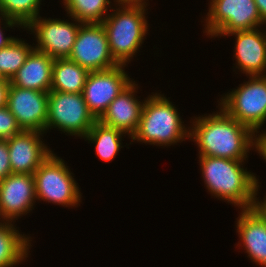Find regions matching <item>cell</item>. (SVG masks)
Returning <instances> with one entry per match:
<instances>
[{
  "instance_id": "cell-30",
  "label": "cell",
  "mask_w": 266,
  "mask_h": 267,
  "mask_svg": "<svg viewBox=\"0 0 266 267\" xmlns=\"http://www.w3.org/2000/svg\"><path fill=\"white\" fill-rule=\"evenodd\" d=\"M10 80L0 77V108L7 105V94Z\"/></svg>"
},
{
  "instance_id": "cell-2",
  "label": "cell",
  "mask_w": 266,
  "mask_h": 267,
  "mask_svg": "<svg viewBox=\"0 0 266 267\" xmlns=\"http://www.w3.org/2000/svg\"><path fill=\"white\" fill-rule=\"evenodd\" d=\"M204 187L211 197L232 204L237 209L254 206L255 186L259 180L247 170V160H233L212 156H198Z\"/></svg>"
},
{
  "instance_id": "cell-13",
  "label": "cell",
  "mask_w": 266,
  "mask_h": 267,
  "mask_svg": "<svg viewBox=\"0 0 266 267\" xmlns=\"http://www.w3.org/2000/svg\"><path fill=\"white\" fill-rule=\"evenodd\" d=\"M33 174L11 173L0 181V220L16 222L36 206Z\"/></svg>"
},
{
  "instance_id": "cell-17",
  "label": "cell",
  "mask_w": 266,
  "mask_h": 267,
  "mask_svg": "<svg viewBox=\"0 0 266 267\" xmlns=\"http://www.w3.org/2000/svg\"><path fill=\"white\" fill-rule=\"evenodd\" d=\"M238 215L235 229L239 241L235 248H242L252 263L266 267V220L253 208L240 209Z\"/></svg>"
},
{
  "instance_id": "cell-9",
  "label": "cell",
  "mask_w": 266,
  "mask_h": 267,
  "mask_svg": "<svg viewBox=\"0 0 266 267\" xmlns=\"http://www.w3.org/2000/svg\"><path fill=\"white\" fill-rule=\"evenodd\" d=\"M65 18L41 17L32 20L23 31L33 35L35 50L53 59L68 58L75 43L80 25L79 21L67 15ZM71 21H70V20Z\"/></svg>"
},
{
  "instance_id": "cell-5",
  "label": "cell",
  "mask_w": 266,
  "mask_h": 267,
  "mask_svg": "<svg viewBox=\"0 0 266 267\" xmlns=\"http://www.w3.org/2000/svg\"><path fill=\"white\" fill-rule=\"evenodd\" d=\"M37 202H47L66 208L79 207L82 193L74 173L63 158L52 153L33 173Z\"/></svg>"
},
{
  "instance_id": "cell-18",
  "label": "cell",
  "mask_w": 266,
  "mask_h": 267,
  "mask_svg": "<svg viewBox=\"0 0 266 267\" xmlns=\"http://www.w3.org/2000/svg\"><path fill=\"white\" fill-rule=\"evenodd\" d=\"M53 63V58L34 49L12 77L10 83L16 87L49 92Z\"/></svg>"
},
{
  "instance_id": "cell-14",
  "label": "cell",
  "mask_w": 266,
  "mask_h": 267,
  "mask_svg": "<svg viewBox=\"0 0 266 267\" xmlns=\"http://www.w3.org/2000/svg\"><path fill=\"white\" fill-rule=\"evenodd\" d=\"M227 36L235 39L233 72L243 73L245 76L266 75V26L235 31L223 38Z\"/></svg>"
},
{
  "instance_id": "cell-22",
  "label": "cell",
  "mask_w": 266,
  "mask_h": 267,
  "mask_svg": "<svg viewBox=\"0 0 266 267\" xmlns=\"http://www.w3.org/2000/svg\"><path fill=\"white\" fill-rule=\"evenodd\" d=\"M61 2L66 15L80 23H102L117 4L116 0H61Z\"/></svg>"
},
{
  "instance_id": "cell-11",
  "label": "cell",
  "mask_w": 266,
  "mask_h": 267,
  "mask_svg": "<svg viewBox=\"0 0 266 267\" xmlns=\"http://www.w3.org/2000/svg\"><path fill=\"white\" fill-rule=\"evenodd\" d=\"M126 65H117L101 71L89 72L83 89L84 101L89 111L98 120L110 103L134 79L127 73Z\"/></svg>"
},
{
  "instance_id": "cell-12",
  "label": "cell",
  "mask_w": 266,
  "mask_h": 267,
  "mask_svg": "<svg viewBox=\"0 0 266 267\" xmlns=\"http://www.w3.org/2000/svg\"><path fill=\"white\" fill-rule=\"evenodd\" d=\"M6 106L22 130L46 134L48 92L16 87L10 83Z\"/></svg>"
},
{
  "instance_id": "cell-8",
  "label": "cell",
  "mask_w": 266,
  "mask_h": 267,
  "mask_svg": "<svg viewBox=\"0 0 266 267\" xmlns=\"http://www.w3.org/2000/svg\"><path fill=\"white\" fill-rule=\"evenodd\" d=\"M96 121L83 93L48 92L46 134L56 129L61 134L82 139Z\"/></svg>"
},
{
  "instance_id": "cell-19",
  "label": "cell",
  "mask_w": 266,
  "mask_h": 267,
  "mask_svg": "<svg viewBox=\"0 0 266 267\" xmlns=\"http://www.w3.org/2000/svg\"><path fill=\"white\" fill-rule=\"evenodd\" d=\"M14 224L0 220V267L19 266L28 261L31 255L29 249L33 245L32 236L19 231L17 224Z\"/></svg>"
},
{
  "instance_id": "cell-4",
  "label": "cell",
  "mask_w": 266,
  "mask_h": 267,
  "mask_svg": "<svg viewBox=\"0 0 266 267\" xmlns=\"http://www.w3.org/2000/svg\"><path fill=\"white\" fill-rule=\"evenodd\" d=\"M148 10L143 6L116 4L103 20L110 51L118 65L128 66L143 47L151 27L146 16Z\"/></svg>"
},
{
  "instance_id": "cell-24",
  "label": "cell",
  "mask_w": 266,
  "mask_h": 267,
  "mask_svg": "<svg viewBox=\"0 0 266 267\" xmlns=\"http://www.w3.org/2000/svg\"><path fill=\"white\" fill-rule=\"evenodd\" d=\"M42 0H0V16L17 21L25 28L40 16Z\"/></svg>"
},
{
  "instance_id": "cell-3",
  "label": "cell",
  "mask_w": 266,
  "mask_h": 267,
  "mask_svg": "<svg viewBox=\"0 0 266 267\" xmlns=\"http://www.w3.org/2000/svg\"><path fill=\"white\" fill-rule=\"evenodd\" d=\"M161 92H152L145 98L138 128L127 146L137 142L168 148L189 141L190 126L184 123L174 102Z\"/></svg>"
},
{
  "instance_id": "cell-7",
  "label": "cell",
  "mask_w": 266,
  "mask_h": 267,
  "mask_svg": "<svg viewBox=\"0 0 266 267\" xmlns=\"http://www.w3.org/2000/svg\"><path fill=\"white\" fill-rule=\"evenodd\" d=\"M206 11L201 19L203 33L214 40L235 31L266 26L254 0H210Z\"/></svg>"
},
{
  "instance_id": "cell-25",
  "label": "cell",
  "mask_w": 266,
  "mask_h": 267,
  "mask_svg": "<svg viewBox=\"0 0 266 267\" xmlns=\"http://www.w3.org/2000/svg\"><path fill=\"white\" fill-rule=\"evenodd\" d=\"M23 130L7 106L0 108V139H8Z\"/></svg>"
},
{
  "instance_id": "cell-15",
  "label": "cell",
  "mask_w": 266,
  "mask_h": 267,
  "mask_svg": "<svg viewBox=\"0 0 266 267\" xmlns=\"http://www.w3.org/2000/svg\"><path fill=\"white\" fill-rule=\"evenodd\" d=\"M45 135L44 132L23 130L6 139L12 173L33 174L54 152L45 144Z\"/></svg>"
},
{
  "instance_id": "cell-6",
  "label": "cell",
  "mask_w": 266,
  "mask_h": 267,
  "mask_svg": "<svg viewBox=\"0 0 266 267\" xmlns=\"http://www.w3.org/2000/svg\"><path fill=\"white\" fill-rule=\"evenodd\" d=\"M246 77L247 81L225 92L217 102L228 115L255 132L266 123V75Z\"/></svg>"
},
{
  "instance_id": "cell-29",
  "label": "cell",
  "mask_w": 266,
  "mask_h": 267,
  "mask_svg": "<svg viewBox=\"0 0 266 267\" xmlns=\"http://www.w3.org/2000/svg\"><path fill=\"white\" fill-rule=\"evenodd\" d=\"M260 180L256 181L255 186V199H254V206L253 209L257 211L265 220H266V194L265 196L260 200V196L258 195L260 192ZM259 196V197H258Z\"/></svg>"
},
{
  "instance_id": "cell-23",
  "label": "cell",
  "mask_w": 266,
  "mask_h": 267,
  "mask_svg": "<svg viewBox=\"0 0 266 267\" xmlns=\"http://www.w3.org/2000/svg\"><path fill=\"white\" fill-rule=\"evenodd\" d=\"M34 49L33 44L21 37L14 38L7 47L0 49V77L11 80Z\"/></svg>"
},
{
  "instance_id": "cell-21",
  "label": "cell",
  "mask_w": 266,
  "mask_h": 267,
  "mask_svg": "<svg viewBox=\"0 0 266 267\" xmlns=\"http://www.w3.org/2000/svg\"><path fill=\"white\" fill-rule=\"evenodd\" d=\"M126 133L103 125L98 120L93 124L92 128L82 138L84 141H88L91 145L94 144L95 154L100 160L105 163L112 161L123 147L124 138Z\"/></svg>"
},
{
  "instance_id": "cell-16",
  "label": "cell",
  "mask_w": 266,
  "mask_h": 267,
  "mask_svg": "<svg viewBox=\"0 0 266 267\" xmlns=\"http://www.w3.org/2000/svg\"><path fill=\"white\" fill-rule=\"evenodd\" d=\"M140 89L137 81L133 80L110 103L103 115L98 119L108 127L118 129L127 134L128 139L136 132L145 103V98L140 100L137 95Z\"/></svg>"
},
{
  "instance_id": "cell-10",
  "label": "cell",
  "mask_w": 266,
  "mask_h": 267,
  "mask_svg": "<svg viewBox=\"0 0 266 267\" xmlns=\"http://www.w3.org/2000/svg\"><path fill=\"white\" fill-rule=\"evenodd\" d=\"M68 59L91 71L117 66L102 23H82Z\"/></svg>"
},
{
  "instance_id": "cell-31",
  "label": "cell",
  "mask_w": 266,
  "mask_h": 267,
  "mask_svg": "<svg viewBox=\"0 0 266 267\" xmlns=\"http://www.w3.org/2000/svg\"><path fill=\"white\" fill-rule=\"evenodd\" d=\"M117 4L123 6H143L150 9L149 0H116Z\"/></svg>"
},
{
  "instance_id": "cell-28",
  "label": "cell",
  "mask_w": 266,
  "mask_h": 267,
  "mask_svg": "<svg viewBox=\"0 0 266 267\" xmlns=\"http://www.w3.org/2000/svg\"><path fill=\"white\" fill-rule=\"evenodd\" d=\"M264 130L260 131L259 129L254 132L253 151L257 152V155L266 162V129Z\"/></svg>"
},
{
  "instance_id": "cell-26",
  "label": "cell",
  "mask_w": 266,
  "mask_h": 267,
  "mask_svg": "<svg viewBox=\"0 0 266 267\" xmlns=\"http://www.w3.org/2000/svg\"><path fill=\"white\" fill-rule=\"evenodd\" d=\"M15 28L18 30H24V28L17 21L0 16V49L7 47L12 40L16 38V36H9V34L8 36H5L6 33L4 31H11L10 29L15 30Z\"/></svg>"
},
{
  "instance_id": "cell-27",
  "label": "cell",
  "mask_w": 266,
  "mask_h": 267,
  "mask_svg": "<svg viewBox=\"0 0 266 267\" xmlns=\"http://www.w3.org/2000/svg\"><path fill=\"white\" fill-rule=\"evenodd\" d=\"M11 173L8 142L6 139H0V181L6 179Z\"/></svg>"
},
{
  "instance_id": "cell-20",
  "label": "cell",
  "mask_w": 266,
  "mask_h": 267,
  "mask_svg": "<svg viewBox=\"0 0 266 267\" xmlns=\"http://www.w3.org/2000/svg\"><path fill=\"white\" fill-rule=\"evenodd\" d=\"M89 71L68 58L54 59L51 90L83 93Z\"/></svg>"
},
{
  "instance_id": "cell-32",
  "label": "cell",
  "mask_w": 266,
  "mask_h": 267,
  "mask_svg": "<svg viewBox=\"0 0 266 267\" xmlns=\"http://www.w3.org/2000/svg\"><path fill=\"white\" fill-rule=\"evenodd\" d=\"M262 21L266 24V0H254Z\"/></svg>"
},
{
  "instance_id": "cell-1",
  "label": "cell",
  "mask_w": 266,
  "mask_h": 267,
  "mask_svg": "<svg viewBox=\"0 0 266 267\" xmlns=\"http://www.w3.org/2000/svg\"><path fill=\"white\" fill-rule=\"evenodd\" d=\"M216 107L217 112L196 115L189 121V140L197 145L198 156L248 160L253 151L254 132L219 105Z\"/></svg>"
}]
</instances>
